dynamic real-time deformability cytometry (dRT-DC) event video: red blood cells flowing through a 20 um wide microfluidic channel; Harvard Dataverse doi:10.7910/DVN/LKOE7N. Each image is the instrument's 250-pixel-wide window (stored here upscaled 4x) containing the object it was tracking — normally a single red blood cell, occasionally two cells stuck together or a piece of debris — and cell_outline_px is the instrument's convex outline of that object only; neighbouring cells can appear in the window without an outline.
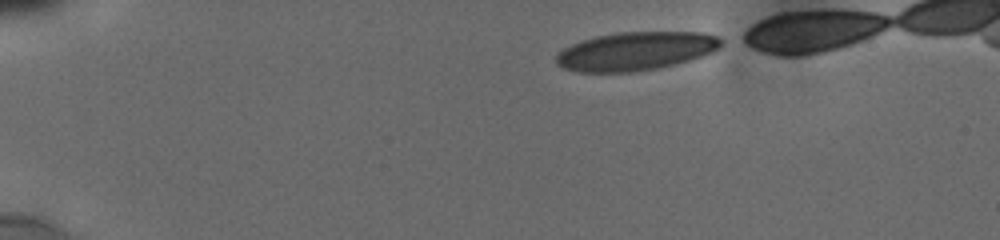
{"species": "human", "species_latin": "Homo sapiens", "temperature_condition": "cold", "stored_images_in_passage": 41, "camera_frame_rate_fps": 3000, "um_per_image_px": 0.085, "donor": {"sex": "male"}, "frame": {"image": 1, "passage_image": 1, "time_ms": 0.0, "image_size_px": [1000, 240], "cell_outline_px": [[724, 44], [712, 52], [688, 60], [656, 68], [632, 72], [580, 72], [564, 68], [556, 64], [556, 56], [564, 48], [572, 44], [596, 36], [620, 32], [700, 32], [716, 36], [724, 40]], "centroid_in_image_um": [54.04, 4.34], "position_along_channel_um": 31.0, "area_um2": 36.65}}
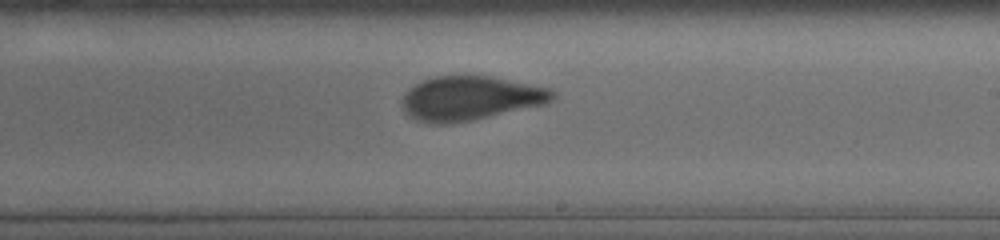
{"frame": {"image": 2, "passage_image": 25, "time_ms": 8.0, "image_size_px": [1000, 240], "cell_outline_px": [[556, 96], [552, 100], [544, 104], [472, 120], [452, 124], [428, 124], [404, 112], [400, 104], [400, 100], [404, 92], [408, 88], [420, 80], [432, 76], [488, 76], [548, 88], [556, 92]], "centroid_in_image_um": [39.89, 8.35], "position_along_channel_um": 249.1, "area_um2": 38.78}}
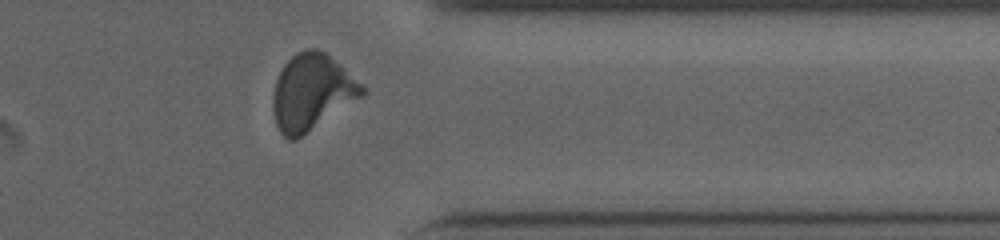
{"frame": {"image": 3, "passage_image": 36, "time_ms": 11.667, "image_size_px": [1000, 240], "cell_outline_px": [[364, 96], [296, 140], [288, 140], [280, 132], [276, 124], [272, 108], [272, 96], [276, 80], [284, 64], [296, 52], [304, 48], [316, 48], [324, 52], [340, 64], [364, 88]], "centroid_in_image_um": [26.47, 7.85], "position_along_channel_um": 384.9, "area_um2": 39.42}}